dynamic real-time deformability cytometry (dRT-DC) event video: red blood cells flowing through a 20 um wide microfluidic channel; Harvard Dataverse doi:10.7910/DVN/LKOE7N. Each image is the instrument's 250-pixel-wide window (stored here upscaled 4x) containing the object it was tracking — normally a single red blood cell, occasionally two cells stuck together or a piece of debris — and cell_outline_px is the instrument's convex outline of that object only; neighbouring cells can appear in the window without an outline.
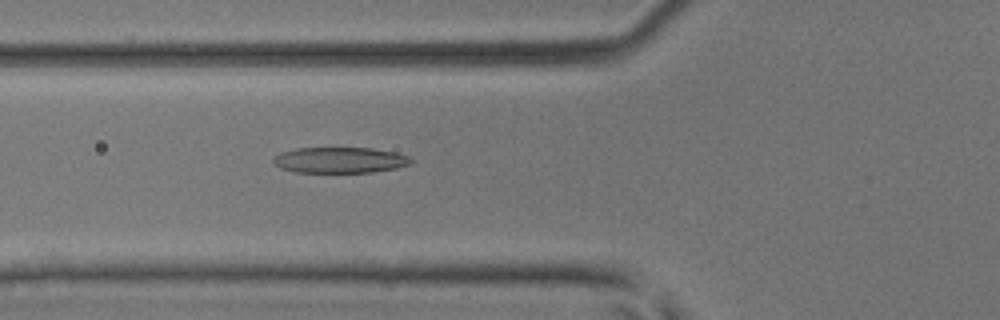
{"species": "common noctule bat (a hibernating species)", "species_latin": "Nyctalus noctula", "temperature_condition": "room temperature", "stored_images_in_passage": 35, "camera_frame_rate_fps": 3000, "um_per_image_px": 0.085, "animal": {"sex": "male", "body_mass_g": 17.9, "forearm_length_mm": 54.2}, "frame": {"image": 1, "passage_image": 6, "time_ms": 1.667, "image_size_px": [1000, 320], "cell_outline_px": [[412, 160], [408, 164], [396, 168], [372, 172], [296, 172], [280, 168], [272, 164], [272, 160], [280, 152], [296, 148], [372, 148], [396, 152], [408, 156]], "centroid_in_image_um": [28.85, 13.6], "position_along_channel_um": 97.0, "area_um2": 20.69}}
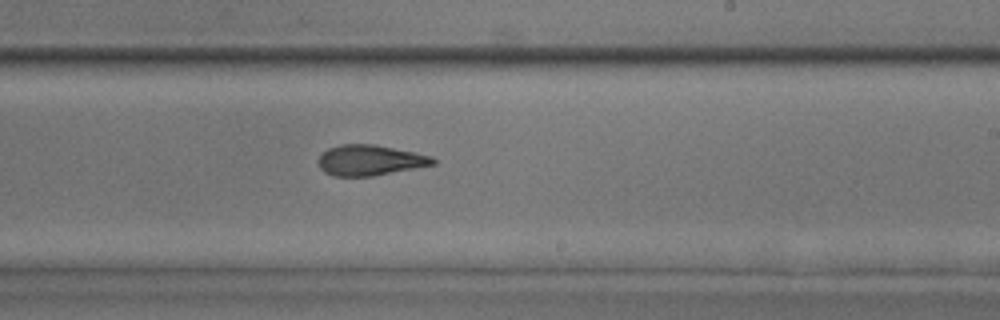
{"frame": {"image": 2, "passage_image": 17, "time_ms": 5.333, "image_size_px": [1000, 320], "cell_outline_px": [[436, 164], [372, 176], [332, 176], [324, 172], [320, 168], [320, 156], [328, 148], [340, 144], [376, 144], [432, 156], [436, 160]], "centroid_in_image_um": [31.45, 13.61], "position_along_channel_um": 257.5, "area_um2": 20.29}}
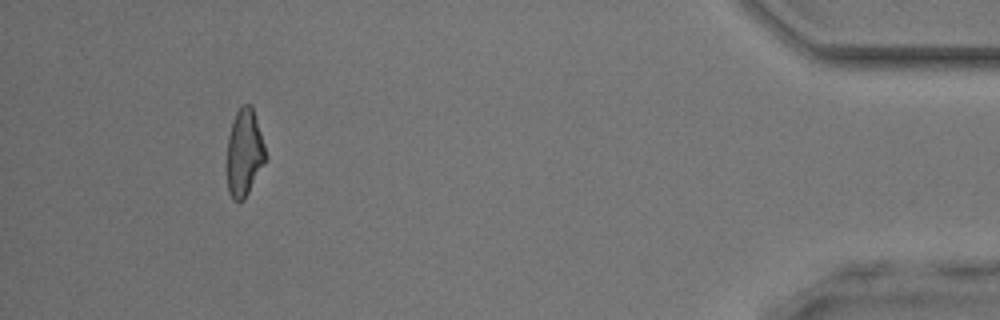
{"frame": {"image": 3, "passage_image": 32, "time_ms": 10.333, "image_size_px": [1000, 320], "cell_outline_px": [[268, 156], [264, 164], [244, 200], [240, 204], [232, 200], [228, 192], [228, 136], [232, 120], [236, 112], [244, 104], [252, 104]], "centroid_in_image_um": [20.78, 13.0], "position_along_channel_um": 414.4, "area_um2": 19.77}}